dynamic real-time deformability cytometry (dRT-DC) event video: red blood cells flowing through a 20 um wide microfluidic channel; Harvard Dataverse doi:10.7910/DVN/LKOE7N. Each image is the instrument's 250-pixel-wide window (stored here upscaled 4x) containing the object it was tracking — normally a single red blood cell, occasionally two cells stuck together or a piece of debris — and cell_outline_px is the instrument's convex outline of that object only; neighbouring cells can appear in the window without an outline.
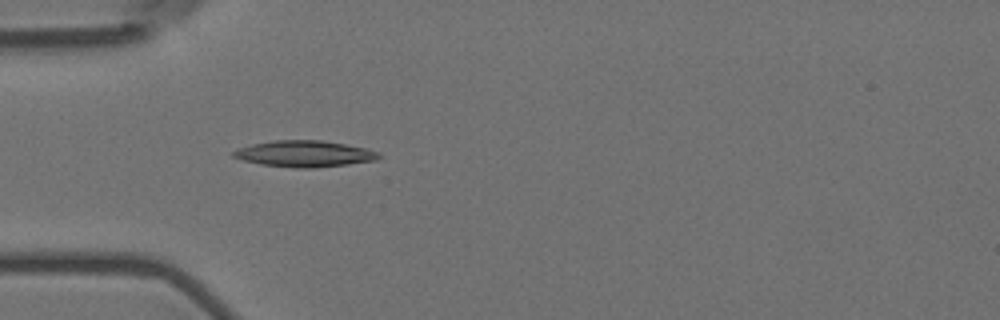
{"species": "Egyptian fruit bat (a non-hibernating species)", "species_latin": "Rousettus aegyptiacus", "temperature_condition": "room temperature", "stored_images_in_passage": 2, "camera_frame_rate_fps": 3000, "um_per_image_px": 0.085, "animal": {"sex": "female"}, "frame": {"image": 1, "passage_image": 2, "time_ms": 0.333, "image_size_px": [1000, 320], "cell_outline_px": [[384, 156], [376, 160], [348, 164], [312, 168], [296, 168], [260, 164], [244, 160], [232, 156], [232, 152], [240, 148], [252, 144], [276, 140], [320, 140], [368, 148], [380, 152]], "centroid_in_image_um": [25.94, 13.07], "position_along_channel_um": 59.1, "area_um2": 22.25}}